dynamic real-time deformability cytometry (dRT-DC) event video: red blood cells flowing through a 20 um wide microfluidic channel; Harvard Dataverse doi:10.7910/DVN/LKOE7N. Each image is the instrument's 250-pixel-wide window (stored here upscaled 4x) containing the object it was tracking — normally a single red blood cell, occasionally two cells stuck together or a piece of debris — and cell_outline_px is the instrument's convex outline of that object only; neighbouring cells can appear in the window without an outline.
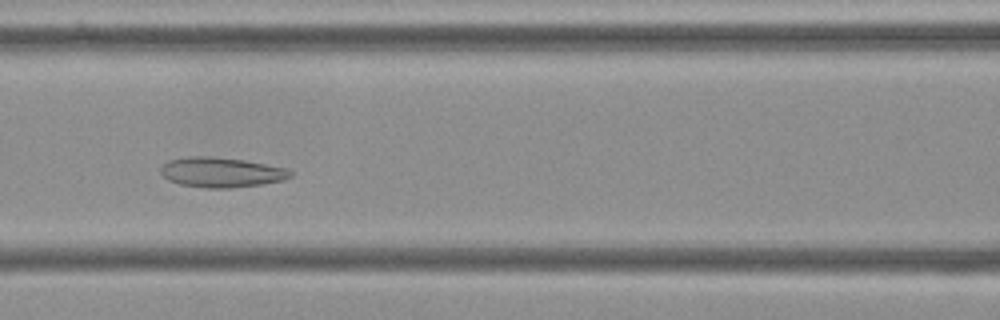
{"species": "Egyptian fruit bat (a non-hibernating species)", "species_latin": "Rousettus aegyptiacus", "temperature_condition": "cold", "stored_images_in_passage": 54, "camera_frame_rate_fps": 3000, "um_per_image_px": 0.085, "frame": {"image": 1, "passage_image": 22, "time_ms": 7.0, "image_size_px": [1000, 320], "cell_outline_px": [[292, 176], [284, 180], [260, 184], [228, 188], [204, 188], [180, 184], [168, 180], [160, 172], [160, 168], [168, 160], [188, 156], [208, 156], [244, 160], [288, 168], [292, 172]], "centroid_in_image_um": [18.8, 14.64], "position_along_channel_um": 147.8, "area_um2": 22.66}}
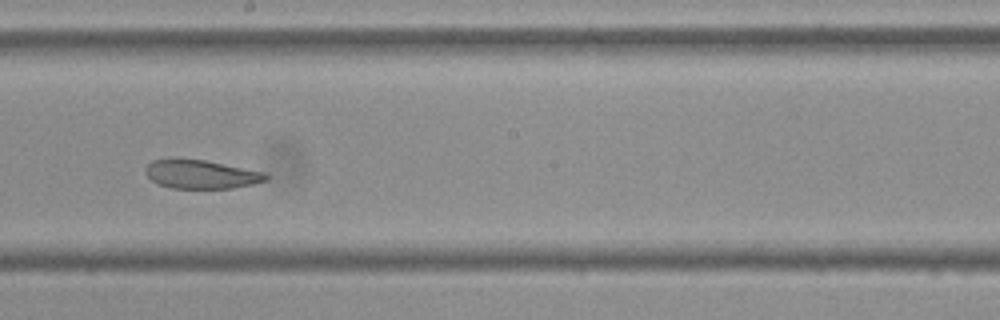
{"frame": {"image": 2, "passage_image": 29, "time_ms": 9.333, "image_size_px": [1000, 320], "cell_outline_px": [[268, 180], [252, 184], [232, 188], [172, 188], [160, 184], [152, 180], [144, 172], [144, 168], [152, 160], [172, 156], [176, 156], [204, 160], [264, 172], [268, 176]], "centroid_in_image_um": [17.02, 14.77], "position_along_channel_um": 231.2, "area_um2": 20.46}}
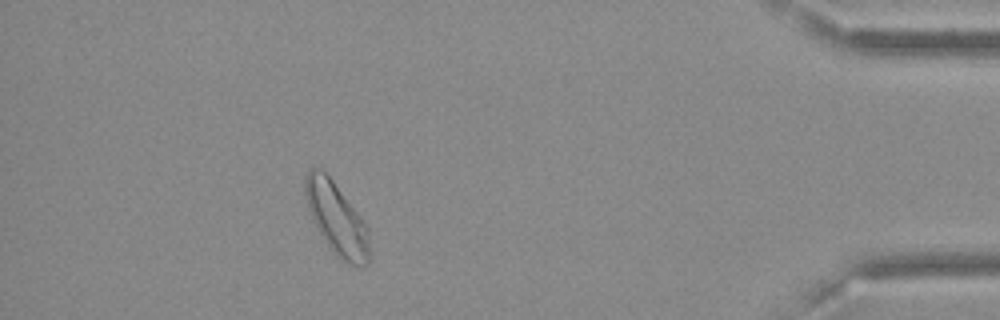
{"frame": {"image": 3, "passage_image": 48, "time_ms": 15.667, "image_size_px": [1000, 320], "cell_outline_px": [[368, 264], [364, 268], [360, 268], [336, 256], [328, 248], [308, 208], [304, 192], [304, 180], [308, 168], [320, 168], [332, 180], [360, 216], [368, 228]], "centroid_in_image_um": [28.59, 18.6], "position_along_channel_um": 406.6, "area_um2": 26.59}, "authors_computed_cell_mechanics": {"area_um2": 24.9118, "velocity_mm_per_s": 3.5841, "shape_relaxation_time_tau1_ms": null, "shape_relaxation_time_tau2_ms": 2.7316, "deformation_change_tau1": null, "deformation_change_tau2": 0.0846}}